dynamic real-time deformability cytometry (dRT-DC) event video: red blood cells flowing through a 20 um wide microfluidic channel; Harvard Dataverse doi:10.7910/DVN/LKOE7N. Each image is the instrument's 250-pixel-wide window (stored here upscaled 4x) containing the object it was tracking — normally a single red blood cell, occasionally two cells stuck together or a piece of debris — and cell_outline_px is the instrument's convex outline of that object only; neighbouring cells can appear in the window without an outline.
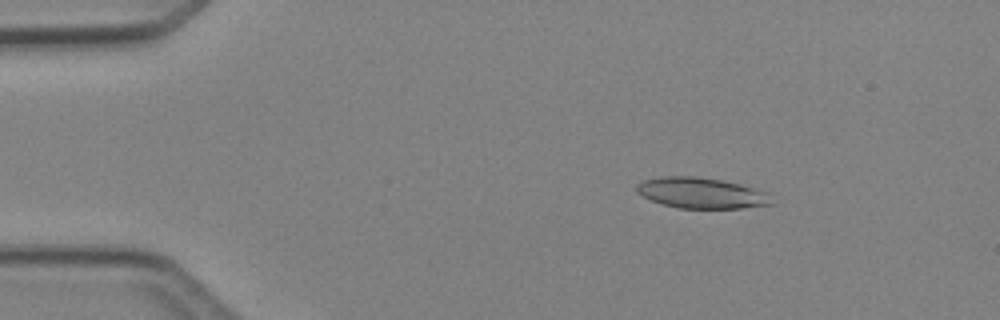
{"species": "Egyptian fruit bat (a non-hibernating species)", "species_latin": "Rousettus aegyptiacus", "temperature_condition": "cold", "stored_images_in_passage": 42, "camera_frame_rate_fps": 3000, "um_per_image_px": 0.085, "animal": {"sex": "female"}, "frame": {"image": 1, "passage_image": 2, "time_ms": 0.333, "image_size_px": [1000, 320], "cell_outline_px": [[772, 204], [740, 208], [680, 208], [664, 204], [652, 200], [636, 192], [636, 184], [644, 180], [664, 176], [696, 176], [720, 180], [740, 184], [764, 192]], "centroid_in_image_um": [59.54, 16.4], "position_along_channel_um": 25.5, "area_um2": 23.64}}
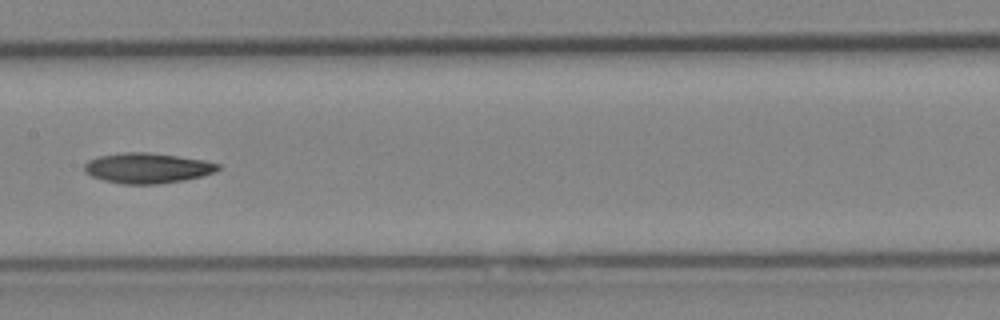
{"frame": {"image": 2, "passage_image": 19, "time_ms": 6.0, "image_size_px": [1000, 320], "cell_outline_px": [[220, 168], [216, 172], [184, 180], [160, 184], [124, 184], [104, 180], [92, 176], [84, 168], [84, 164], [88, 160], [100, 156], [124, 152], [148, 152], [204, 160], [220, 164]], "centroid_in_image_um": [12.55, 14.28], "position_along_channel_um": 194.9, "area_um2": 23.41}}
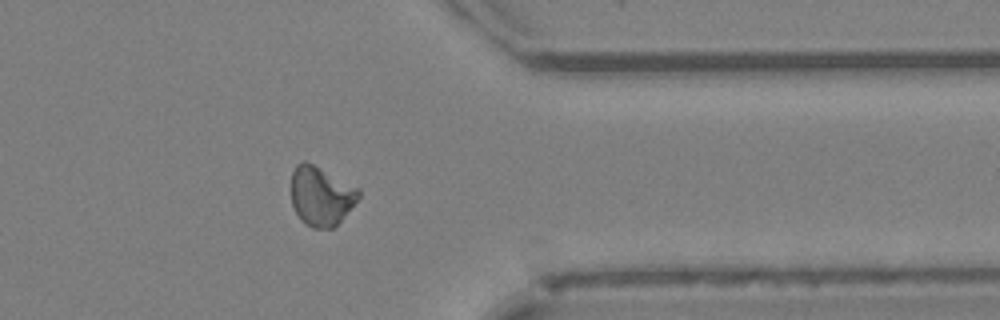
{"frame": {"image": 3, "passage_image": 33, "time_ms": 10.667, "image_size_px": [1000, 320], "cell_outline_px": [[360, 196], [340, 220], [332, 228], [312, 228], [304, 224], [300, 220], [292, 204], [292, 172], [296, 164], [304, 160], [360, 188]], "centroid_in_image_um": [27.27, 16.65], "position_along_channel_um": 384.1, "area_um2": 23.06}, "authors_computed_cell_mechanics": {"area_um2": 23.409, "velocity_mm_per_s": 4.2632, "shape_relaxation_time_tau1_ms": 11.3506, "shape_relaxation_time_tau2_ms": null, "deformation_change_tau1": 0.1903, "deformation_change_tau2": null}}